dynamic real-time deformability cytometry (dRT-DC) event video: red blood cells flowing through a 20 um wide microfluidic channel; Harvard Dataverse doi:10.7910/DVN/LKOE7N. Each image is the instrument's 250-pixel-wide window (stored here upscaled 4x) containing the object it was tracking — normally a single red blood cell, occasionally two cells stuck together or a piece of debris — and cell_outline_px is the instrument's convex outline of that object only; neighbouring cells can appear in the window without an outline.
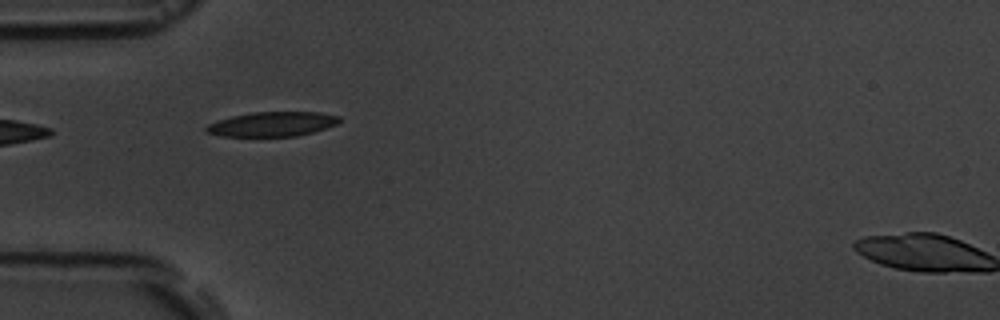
{"species": "common noctule bat (a hibernating species)", "species_latin": "Nyctalus noctula", "temperature_condition": "room temperature", "stored_images_in_passage": 5, "camera_frame_rate_fps": 3000, "um_per_image_px": 0.085, "animal": {"sex": "male", "body_mass_g": 19.5, "forearm_length_mm": 54.6}, "frame": {"image": 1, "passage_image": 4, "time_ms": 3.333, "image_size_px": [1000, 320], "cell_outline_px": [[340, 120], [336, 124], [312, 132], [296, 136], [220, 136], [204, 132], [204, 128], [208, 124], [216, 120], [232, 116], [252, 112], [320, 112], [340, 116]], "centroid_in_image_um": [23.09, 10.54], "position_along_channel_um": 61.9, "area_um2": 19.07}}
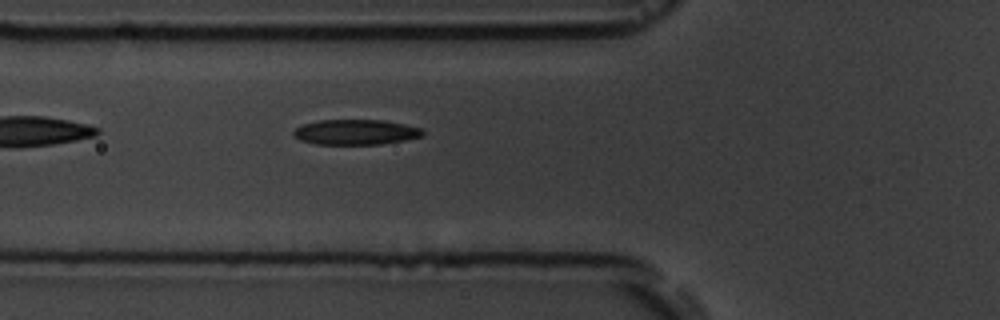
{"frame": {"image": 2, "passage_image": 5, "time_ms": 4.333, "image_size_px": [1000, 320], "cell_outline_px": [[424, 136], [404, 140], [380, 144], [316, 144], [300, 140], [292, 136], [292, 132], [296, 128], [304, 124], [320, 120], [384, 120], [424, 128]], "centroid_in_image_um": [30.25, 11.23], "position_along_channel_um": 95.5, "area_um2": 19.07}}